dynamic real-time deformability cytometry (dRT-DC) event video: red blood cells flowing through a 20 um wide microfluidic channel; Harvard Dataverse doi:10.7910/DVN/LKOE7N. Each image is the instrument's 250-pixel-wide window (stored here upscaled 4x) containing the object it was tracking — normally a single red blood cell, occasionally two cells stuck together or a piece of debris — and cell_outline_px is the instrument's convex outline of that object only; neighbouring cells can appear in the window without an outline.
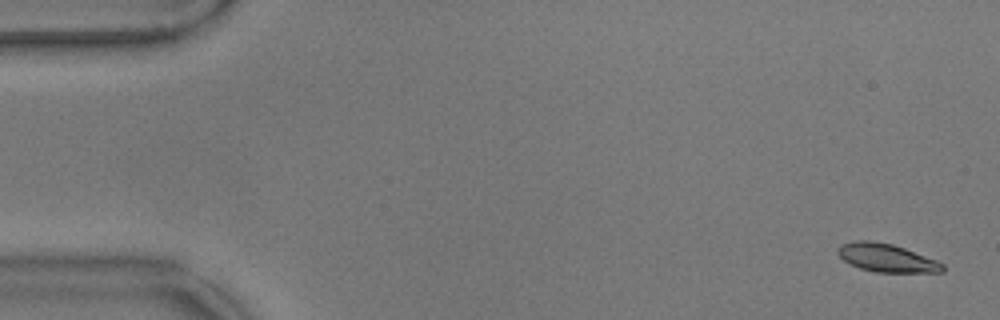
{"species": "common noctule bat (a hibernating species)", "species_latin": "Nyctalus noctula", "temperature_condition": "warm", "stored_images_in_passage": 17, "camera_frame_rate_fps": 3000, "um_per_image_px": 0.085, "animal": {"sex": "male", "body_mass_g": 17.9}, "frame": {"image": 1, "passage_image": 2, "time_ms": 0.333, "image_size_px": [1000, 320], "cell_outline_px": [[944, 272], [876, 272], [860, 268], [848, 264], [836, 252], [840, 244], [856, 240], [872, 240], [892, 244], [904, 248], [936, 260], [944, 264]], "centroid_in_image_um": [75.33, 21.91], "position_along_channel_um": 9.7, "area_um2": 17.22}}
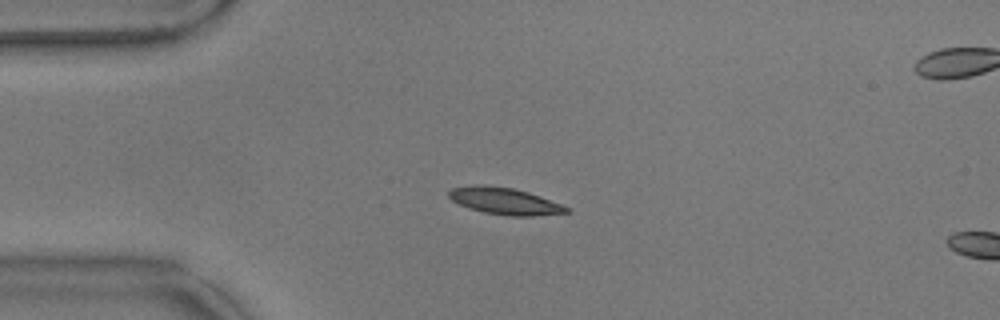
{"frame": {"image": 2, "passage_image": 14, "time_ms": 4.333, "image_size_px": [1000, 320], "cell_outline_px": [[572, 212], [532, 216], [508, 216], [484, 212], [460, 204], [452, 200], [448, 196], [448, 192], [452, 188], [476, 184], [484, 184], [512, 188], [528, 192], [540, 196], [560, 204], [568, 208]], "centroid_in_image_um": [42.89, 17.08], "position_along_channel_um": 42.1, "area_um2": 18.21}}